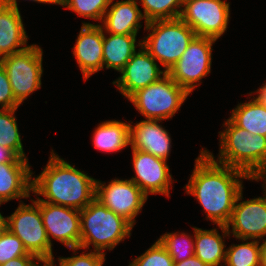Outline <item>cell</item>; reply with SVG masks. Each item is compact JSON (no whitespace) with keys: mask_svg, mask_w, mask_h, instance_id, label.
Here are the masks:
<instances>
[{"mask_svg":"<svg viewBox=\"0 0 266 266\" xmlns=\"http://www.w3.org/2000/svg\"><path fill=\"white\" fill-rule=\"evenodd\" d=\"M252 180L245 172L214 161L203 147L195 159L194 170L184 186L206 213V219L226 226L231 218L243 180Z\"/></svg>","mask_w":266,"mask_h":266,"instance_id":"cell-1","label":"cell"},{"mask_svg":"<svg viewBox=\"0 0 266 266\" xmlns=\"http://www.w3.org/2000/svg\"><path fill=\"white\" fill-rule=\"evenodd\" d=\"M50 153L43 171L32 176V193L42 202L82 210L95 198L96 179L60 158L54 150Z\"/></svg>","mask_w":266,"mask_h":266,"instance_id":"cell-2","label":"cell"},{"mask_svg":"<svg viewBox=\"0 0 266 266\" xmlns=\"http://www.w3.org/2000/svg\"><path fill=\"white\" fill-rule=\"evenodd\" d=\"M219 133V153L216 159L207 148L203 149L217 163L245 172L251 179L266 163V137L252 135L236 126L229 118Z\"/></svg>","mask_w":266,"mask_h":266,"instance_id":"cell-3","label":"cell"},{"mask_svg":"<svg viewBox=\"0 0 266 266\" xmlns=\"http://www.w3.org/2000/svg\"><path fill=\"white\" fill-rule=\"evenodd\" d=\"M133 226L97 199L80 210V248L105 253L131 236Z\"/></svg>","mask_w":266,"mask_h":266,"instance_id":"cell-4","label":"cell"},{"mask_svg":"<svg viewBox=\"0 0 266 266\" xmlns=\"http://www.w3.org/2000/svg\"><path fill=\"white\" fill-rule=\"evenodd\" d=\"M144 30L150 34L141 40L142 46L166 72L180 59L196 36L180 17L148 22Z\"/></svg>","mask_w":266,"mask_h":266,"instance_id":"cell-5","label":"cell"},{"mask_svg":"<svg viewBox=\"0 0 266 266\" xmlns=\"http://www.w3.org/2000/svg\"><path fill=\"white\" fill-rule=\"evenodd\" d=\"M190 94L166 73L158 81L137 90L129 98L146 119H171Z\"/></svg>","mask_w":266,"mask_h":266,"instance_id":"cell-6","label":"cell"},{"mask_svg":"<svg viewBox=\"0 0 266 266\" xmlns=\"http://www.w3.org/2000/svg\"><path fill=\"white\" fill-rule=\"evenodd\" d=\"M30 201L27 205L20 200L17 209L7 216V229L22 241L28 253L39 259L54 258L41 217L40 200Z\"/></svg>","mask_w":266,"mask_h":266,"instance_id":"cell-7","label":"cell"},{"mask_svg":"<svg viewBox=\"0 0 266 266\" xmlns=\"http://www.w3.org/2000/svg\"><path fill=\"white\" fill-rule=\"evenodd\" d=\"M43 49L31 44L18 53L4 56L0 64L5 69L14 97L21 105L34 91L41 88Z\"/></svg>","mask_w":266,"mask_h":266,"instance_id":"cell-8","label":"cell"},{"mask_svg":"<svg viewBox=\"0 0 266 266\" xmlns=\"http://www.w3.org/2000/svg\"><path fill=\"white\" fill-rule=\"evenodd\" d=\"M217 40L195 36L167 74L189 94L211 72L213 44ZM198 83V84H197Z\"/></svg>","mask_w":266,"mask_h":266,"instance_id":"cell-9","label":"cell"},{"mask_svg":"<svg viewBox=\"0 0 266 266\" xmlns=\"http://www.w3.org/2000/svg\"><path fill=\"white\" fill-rule=\"evenodd\" d=\"M180 18L196 36L218 40L227 30L230 2L226 0H184Z\"/></svg>","mask_w":266,"mask_h":266,"instance_id":"cell-10","label":"cell"},{"mask_svg":"<svg viewBox=\"0 0 266 266\" xmlns=\"http://www.w3.org/2000/svg\"><path fill=\"white\" fill-rule=\"evenodd\" d=\"M95 199L134 226L148 196L130 179L115 178L108 185L96 180Z\"/></svg>","mask_w":266,"mask_h":266,"instance_id":"cell-11","label":"cell"},{"mask_svg":"<svg viewBox=\"0 0 266 266\" xmlns=\"http://www.w3.org/2000/svg\"><path fill=\"white\" fill-rule=\"evenodd\" d=\"M263 192V197L245 201L242 200L243 190L238 194L231 218L226 225L228 233H232L236 239L261 241L266 237V191Z\"/></svg>","mask_w":266,"mask_h":266,"instance_id":"cell-12","label":"cell"},{"mask_svg":"<svg viewBox=\"0 0 266 266\" xmlns=\"http://www.w3.org/2000/svg\"><path fill=\"white\" fill-rule=\"evenodd\" d=\"M132 166L135 176L130 178L147 196L162 194L170 197V186L174 179L167 160L150 153L132 149Z\"/></svg>","mask_w":266,"mask_h":266,"instance_id":"cell-13","label":"cell"},{"mask_svg":"<svg viewBox=\"0 0 266 266\" xmlns=\"http://www.w3.org/2000/svg\"><path fill=\"white\" fill-rule=\"evenodd\" d=\"M40 210L51 246L53 237L69 249L80 248V210L42 201Z\"/></svg>","mask_w":266,"mask_h":266,"instance_id":"cell-14","label":"cell"},{"mask_svg":"<svg viewBox=\"0 0 266 266\" xmlns=\"http://www.w3.org/2000/svg\"><path fill=\"white\" fill-rule=\"evenodd\" d=\"M112 82L119 92L129 98L137 90L158 81L167 72L160 69L156 60L141 46Z\"/></svg>","mask_w":266,"mask_h":266,"instance_id":"cell-15","label":"cell"},{"mask_svg":"<svg viewBox=\"0 0 266 266\" xmlns=\"http://www.w3.org/2000/svg\"><path fill=\"white\" fill-rule=\"evenodd\" d=\"M72 50L84 81L102 70L103 28L99 24L83 22Z\"/></svg>","mask_w":266,"mask_h":266,"instance_id":"cell-16","label":"cell"},{"mask_svg":"<svg viewBox=\"0 0 266 266\" xmlns=\"http://www.w3.org/2000/svg\"><path fill=\"white\" fill-rule=\"evenodd\" d=\"M130 122L131 148L168 160L172 141L169 132L158 123H162V120L145 119L134 126Z\"/></svg>","mask_w":266,"mask_h":266,"instance_id":"cell-17","label":"cell"},{"mask_svg":"<svg viewBox=\"0 0 266 266\" xmlns=\"http://www.w3.org/2000/svg\"><path fill=\"white\" fill-rule=\"evenodd\" d=\"M138 0L116 1L110 0L102 24L105 33L137 35L142 28L141 20H145ZM110 8V9H109Z\"/></svg>","mask_w":266,"mask_h":266,"instance_id":"cell-18","label":"cell"},{"mask_svg":"<svg viewBox=\"0 0 266 266\" xmlns=\"http://www.w3.org/2000/svg\"><path fill=\"white\" fill-rule=\"evenodd\" d=\"M19 8L0 5V59L30 45Z\"/></svg>","mask_w":266,"mask_h":266,"instance_id":"cell-19","label":"cell"},{"mask_svg":"<svg viewBox=\"0 0 266 266\" xmlns=\"http://www.w3.org/2000/svg\"><path fill=\"white\" fill-rule=\"evenodd\" d=\"M30 167L29 164H0V205L31 197L34 173Z\"/></svg>","mask_w":266,"mask_h":266,"instance_id":"cell-20","label":"cell"},{"mask_svg":"<svg viewBox=\"0 0 266 266\" xmlns=\"http://www.w3.org/2000/svg\"><path fill=\"white\" fill-rule=\"evenodd\" d=\"M194 233L195 252L194 255L208 266H224L226 258L225 238L230 237L226 226L218 225L217 228L203 230L192 227Z\"/></svg>","mask_w":266,"mask_h":266,"instance_id":"cell-21","label":"cell"},{"mask_svg":"<svg viewBox=\"0 0 266 266\" xmlns=\"http://www.w3.org/2000/svg\"><path fill=\"white\" fill-rule=\"evenodd\" d=\"M136 38L137 35L105 34L103 29V68L120 72L137 52L136 47L142 46L140 40L136 44Z\"/></svg>","mask_w":266,"mask_h":266,"instance_id":"cell-22","label":"cell"},{"mask_svg":"<svg viewBox=\"0 0 266 266\" xmlns=\"http://www.w3.org/2000/svg\"><path fill=\"white\" fill-rule=\"evenodd\" d=\"M94 148L101 152H118L130 145V121L107 120L98 124L93 136Z\"/></svg>","mask_w":266,"mask_h":266,"instance_id":"cell-23","label":"cell"},{"mask_svg":"<svg viewBox=\"0 0 266 266\" xmlns=\"http://www.w3.org/2000/svg\"><path fill=\"white\" fill-rule=\"evenodd\" d=\"M229 119L252 135L266 137V107L254 98L244 103H238L236 108L231 110Z\"/></svg>","mask_w":266,"mask_h":266,"instance_id":"cell-24","label":"cell"},{"mask_svg":"<svg viewBox=\"0 0 266 266\" xmlns=\"http://www.w3.org/2000/svg\"><path fill=\"white\" fill-rule=\"evenodd\" d=\"M226 249L225 266H258L262 263L260 241L242 239ZM245 241V242H244ZM247 241V242H246Z\"/></svg>","mask_w":266,"mask_h":266,"instance_id":"cell-25","label":"cell"},{"mask_svg":"<svg viewBox=\"0 0 266 266\" xmlns=\"http://www.w3.org/2000/svg\"><path fill=\"white\" fill-rule=\"evenodd\" d=\"M17 109H0V145L12 149L20 158L28 159L15 116Z\"/></svg>","mask_w":266,"mask_h":266,"instance_id":"cell-26","label":"cell"},{"mask_svg":"<svg viewBox=\"0 0 266 266\" xmlns=\"http://www.w3.org/2000/svg\"><path fill=\"white\" fill-rule=\"evenodd\" d=\"M174 262H180L194 255V235L185 232L164 233L158 239Z\"/></svg>","mask_w":266,"mask_h":266,"instance_id":"cell-27","label":"cell"},{"mask_svg":"<svg viewBox=\"0 0 266 266\" xmlns=\"http://www.w3.org/2000/svg\"><path fill=\"white\" fill-rule=\"evenodd\" d=\"M184 0H140L145 25L155 20L179 18Z\"/></svg>","mask_w":266,"mask_h":266,"instance_id":"cell-28","label":"cell"},{"mask_svg":"<svg viewBox=\"0 0 266 266\" xmlns=\"http://www.w3.org/2000/svg\"><path fill=\"white\" fill-rule=\"evenodd\" d=\"M109 3L110 0H60L58 5L101 23Z\"/></svg>","mask_w":266,"mask_h":266,"instance_id":"cell-29","label":"cell"},{"mask_svg":"<svg viewBox=\"0 0 266 266\" xmlns=\"http://www.w3.org/2000/svg\"><path fill=\"white\" fill-rule=\"evenodd\" d=\"M128 266H174V261L157 239L150 248L130 262Z\"/></svg>","mask_w":266,"mask_h":266,"instance_id":"cell-30","label":"cell"},{"mask_svg":"<svg viewBox=\"0 0 266 266\" xmlns=\"http://www.w3.org/2000/svg\"><path fill=\"white\" fill-rule=\"evenodd\" d=\"M20 256H35L28 253L22 241L8 229L0 237V265Z\"/></svg>","mask_w":266,"mask_h":266,"instance_id":"cell-31","label":"cell"},{"mask_svg":"<svg viewBox=\"0 0 266 266\" xmlns=\"http://www.w3.org/2000/svg\"><path fill=\"white\" fill-rule=\"evenodd\" d=\"M73 252L74 256L71 257H59L58 262L59 266H103L106 260V253L92 251L84 253V251L80 255H75L77 250H81V248H73L70 249Z\"/></svg>","mask_w":266,"mask_h":266,"instance_id":"cell-32","label":"cell"},{"mask_svg":"<svg viewBox=\"0 0 266 266\" xmlns=\"http://www.w3.org/2000/svg\"><path fill=\"white\" fill-rule=\"evenodd\" d=\"M19 106L20 104L14 97L7 73L0 64V109L18 108Z\"/></svg>","mask_w":266,"mask_h":266,"instance_id":"cell-33","label":"cell"},{"mask_svg":"<svg viewBox=\"0 0 266 266\" xmlns=\"http://www.w3.org/2000/svg\"><path fill=\"white\" fill-rule=\"evenodd\" d=\"M29 164L28 159L20 158L12 149L0 145V164Z\"/></svg>","mask_w":266,"mask_h":266,"instance_id":"cell-34","label":"cell"},{"mask_svg":"<svg viewBox=\"0 0 266 266\" xmlns=\"http://www.w3.org/2000/svg\"><path fill=\"white\" fill-rule=\"evenodd\" d=\"M40 260L37 256H20L9 260L0 266H34Z\"/></svg>","mask_w":266,"mask_h":266,"instance_id":"cell-35","label":"cell"},{"mask_svg":"<svg viewBox=\"0 0 266 266\" xmlns=\"http://www.w3.org/2000/svg\"><path fill=\"white\" fill-rule=\"evenodd\" d=\"M174 266H208L195 255L180 262H174Z\"/></svg>","mask_w":266,"mask_h":266,"instance_id":"cell-36","label":"cell"},{"mask_svg":"<svg viewBox=\"0 0 266 266\" xmlns=\"http://www.w3.org/2000/svg\"><path fill=\"white\" fill-rule=\"evenodd\" d=\"M29 1H34L37 3H43V4H57L58 5V2L56 0H29ZM0 5L18 9L17 0H0Z\"/></svg>","mask_w":266,"mask_h":266,"instance_id":"cell-37","label":"cell"},{"mask_svg":"<svg viewBox=\"0 0 266 266\" xmlns=\"http://www.w3.org/2000/svg\"><path fill=\"white\" fill-rule=\"evenodd\" d=\"M252 93L257 94L256 97L253 96L252 98H254L257 102L266 107V82L255 92L254 91L250 92L249 95L251 96Z\"/></svg>","mask_w":266,"mask_h":266,"instance_id":"cell-38","label":"cell"},{"mask_svg":"<svg viewBox=\"0 0 266 266\" xmlns=\"http://www.w3.org/2000/svg\"><path fill=\"white\" fill-rule=\"evenodd\" d=\"M259 181V180H263V186L262 188L264 189L263 191H266V163L263 166V168L253 177L252 181Z\"/></svg>","mask_w":266,"mask_h":266,"instance_id":"cell-39","label":"cell"},{"mask_svg":"<svg viewBox=\"0 0 266 266\" xmlns=\"http://www.w3.org/2000/svg\"><path fill=\"white\" fill-rule=\"evenodd\" d=\"M6 230H7V217L3 216L0 212V237L3 235V233Z\"/></svg>","mask_w":266,"mask_h":266,"instance_id":"cell-40","label":"cell"},{"mask_svg":"<svg viewBox=\"0 0 266 266\" xmlns=\"http://www.w3.org/2000/svg\"><path fill=\"white\" fill-rule=\"evenodd\" d=\"M54 260H55L54 258L40 259L36 262V264L34 266H39L41 263H43L42 266H56Z\"/></svg>","mask_w":266,"mask_h":266,"instance_id":"cell-41","label":"cell"},{"mask_svg":"<svg viewBox=\"0 0 266 266\" xmlns=\"http://www.w3.org/2000/svg\"><path fill=\"white\" fill-rule=\"evenodd\" d=\"M262 241L260 243L261 256L266 257V239H263Z\"/></svg>","mask_w":266,"mask_h":266,"instance_id":"cell-42","label":"cell"},{"mask_svg":"<svg viewBox=\"0 0 266 266\" xmlns=\"http://www.w3.org/2000/svg\"><path fill=\"white\" fill-rule=\"evenodd\" d=\"M262 263L266 266V257H262Z\"/></svg>","mask_w":266,"mask_h":266,"instance_id":"cell-43","label":"cell"}]
</instances>
